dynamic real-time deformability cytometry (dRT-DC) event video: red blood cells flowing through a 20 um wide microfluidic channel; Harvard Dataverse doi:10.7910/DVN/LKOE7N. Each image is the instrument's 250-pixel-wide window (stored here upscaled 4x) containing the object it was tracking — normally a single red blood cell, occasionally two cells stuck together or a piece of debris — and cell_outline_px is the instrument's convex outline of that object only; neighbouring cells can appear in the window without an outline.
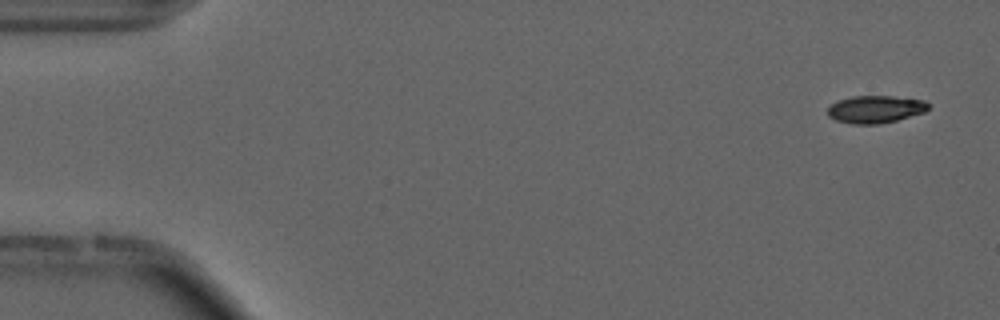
{"species": "common noctule bat (a hibernating species)", "species_latin": "Nyctalus noctula", "temperature_condition": "cold", "stored_images_in_passage": 16, "camera_frame_rate_fps": 3000, "um_per_image_px": 0.085, "animal": {"sex": "male", "forearm_length_mm": 52.5}, "frame": {"image": 1, "passage_image": 2, "time_ms": 0.333, "image_size_px": [1000, 320], "cell_outline_px": [[928, 108], [924, 112], [896, 120], [880, 124], [852, 124], [836, 120], [828, 116], [828, 108], [836, 100], [852, 96], [892, 96], [924, 100], [928, 104]], "centroid_in_image_um": [74.38, 9.28], "position_along_channel_um": 10.6, "area_um2": 16.07}}
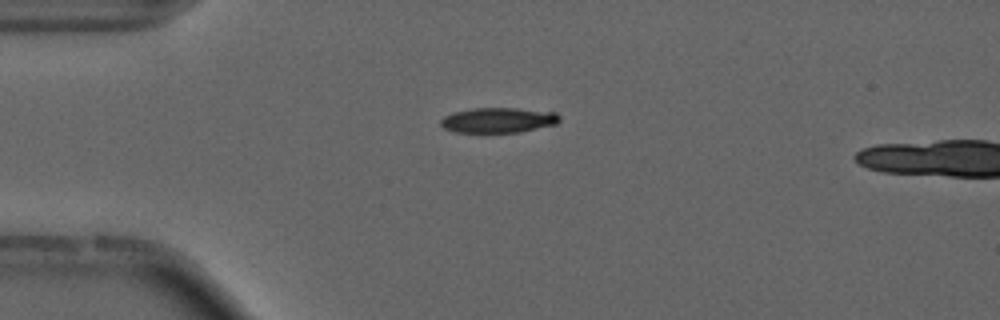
{"frame": {"image": 2, "passage_image": 13, "time_ms": 4.0, "image_size_px": [1000, 320], "cell_outline_px": [[560, 120], [556, 124], [520, 132], [452, 132], [444, 128], [440, 124], [440, 120], [444, 116], [452, 112], [472, 108], [516, 108], [556, 112], [560, 116]], "centroid_in_image_um": [42.33, 10.21], "position_along_channel_um": 42.7, "area_um2": 17.51}}